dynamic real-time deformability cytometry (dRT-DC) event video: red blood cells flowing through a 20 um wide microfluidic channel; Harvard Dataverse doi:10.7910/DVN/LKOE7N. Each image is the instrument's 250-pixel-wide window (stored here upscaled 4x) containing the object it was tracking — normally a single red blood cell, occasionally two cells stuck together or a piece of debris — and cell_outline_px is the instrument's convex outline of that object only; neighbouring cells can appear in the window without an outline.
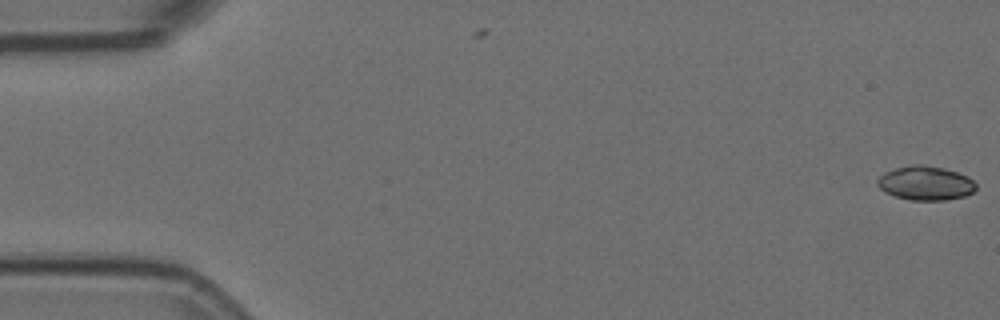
{"species": "Egyptian fruit bat (a non-hibernating species)", "species_latin": "Rousettus aegyptiacus", "temperature_condition": "room temperature", "stored_images_in_passage": 2, "camera_frame_rate_fps": 3000, "um_per_image_px": 0.085, "animal": {"sex": "female"}, "frame": {"image": 1, "passage_image": 2, "time_ms": 0.333, "image_size_px": [1000, 320], "cell_outline_px": [[976, 188], [972, 192], [964, 196], [944, 200], [912, 200], [896, 196], [884, 192], [876, 184], [876, 180], [884, 172], [908, 164], [924, 164], [944, 168], [968, 176], [976, 184]], "centroid_in_image_um": [78.64, 15.55], "position_along_channel_um": 6.4, "area_um2": 19.65}}